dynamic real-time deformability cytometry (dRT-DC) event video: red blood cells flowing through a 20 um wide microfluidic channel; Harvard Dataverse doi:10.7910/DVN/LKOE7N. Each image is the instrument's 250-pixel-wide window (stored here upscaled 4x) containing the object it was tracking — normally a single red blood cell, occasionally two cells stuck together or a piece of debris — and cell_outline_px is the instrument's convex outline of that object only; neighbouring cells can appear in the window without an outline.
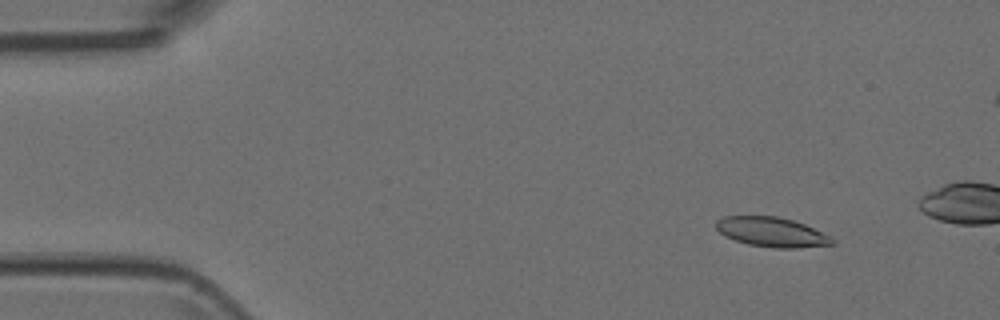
{"species": "Egyptian fruit bat (a non-hibernating species)", "species_latin": "Rousettus aegyptiacus", "temperature_condition": "room temperature", "stored_images_in_passage": 5, "camera_frame_rate_fps": 3000, "um_per_image_px": 0.085, "animal": {"sex": "female"}, "frame": {"image": 1, "passage_image": 2, "time_ms": 0.333, "image_size_px": [1000, 320], "cell_outline_px": [[836, 244], [796, 248], [776, 248], [748, 244], [724, 236], [716, 228], [716, 220], [724, 216], [776, 216], [792, 220], [804, 224], [832, 236], [836, 240]], "centroid_in_image_um": [65.63, 19.73], "position_along_channel_um": 19.4, "area_um2": 20.11}}